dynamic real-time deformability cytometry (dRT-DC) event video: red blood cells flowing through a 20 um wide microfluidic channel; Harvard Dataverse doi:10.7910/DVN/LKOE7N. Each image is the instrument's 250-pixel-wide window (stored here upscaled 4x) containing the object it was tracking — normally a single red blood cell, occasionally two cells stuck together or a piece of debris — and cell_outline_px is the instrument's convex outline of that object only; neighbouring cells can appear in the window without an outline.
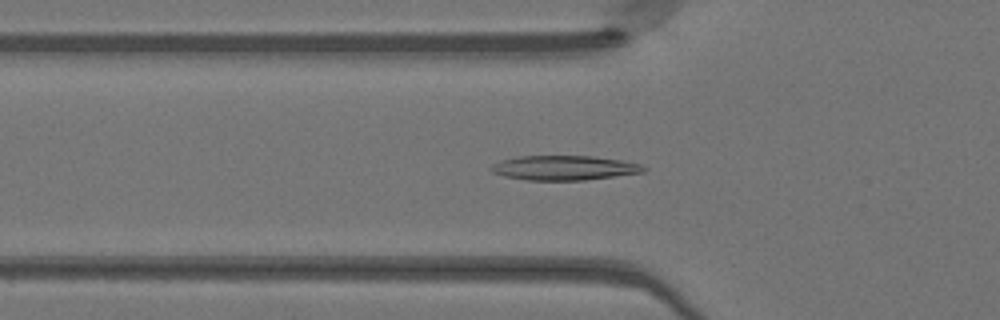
{"species": "Egyptian fruit bat (a non-hibernating species)", "species_latin": "Rousettus aegyptiacus", "temperature_condition": "warm", "stored_images_in_passage": 50, "camera_frame_rate_fps": 3000, "um_per_image_px": 0.085, "animal": {"sex": "female"}, "frame": {"image": 1, "passage_image": 17, "time_ms": 5.333, "image_size_px": [1000, 320], "cell_outline_px": [[648, 168], [644, 172], [584, 180], [528, 180], [504, 176], [492, 172], [488, 168], [492, 164], [500, 160], [520, 156], [592, 156], [620, 160], [640, 164]], "centroid_in_image_um": [47.92, 14.26], "position_along_channel_um": 77.9, "area_um2": 21.79}}
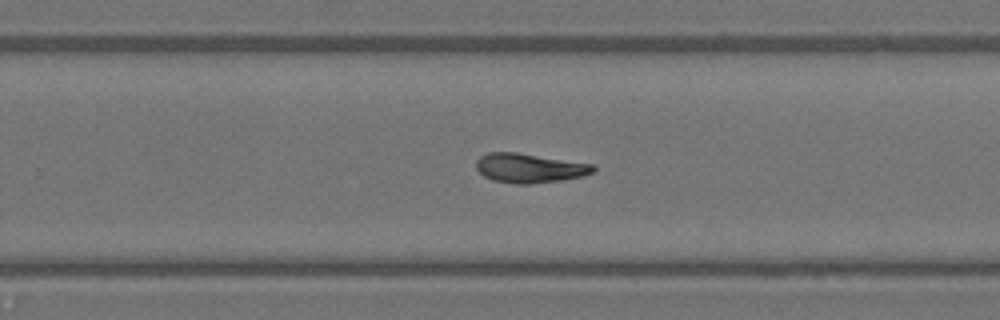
{"frame": {"image": 2, "passage_image": 32, "time_ms": 10.333, "image_size_px": [1000, 320], "cell_outline_px": [[596, 168], [592, 172], [584, 176], [560, 180], [528, 184], [516, 184], [492, 180], [484, 176], [476, 168], [476, 160], [480, 156], [488, 152], [516, 152], [596, 164]], "centroid_in_image_um": [45.01, 14.28], "position_along_channel_um": 284.8, "area_um2": 20.11}}
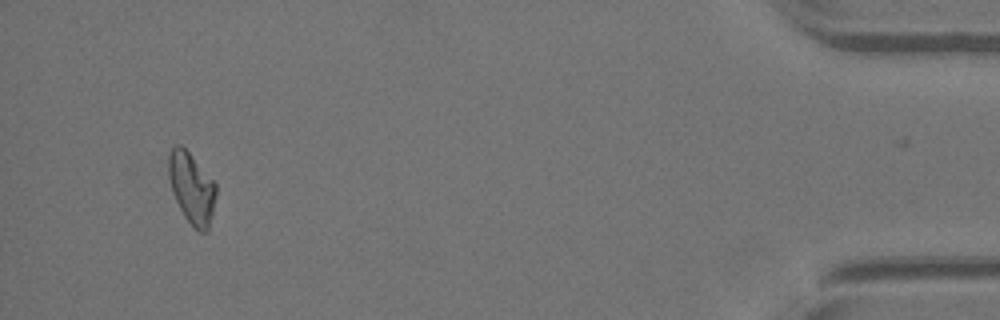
{"frame": {"image": 3, "passage_image": 47, "time_ms": 15.333, "image_size_px": [1000, 320], "cell_outline_px": [[216, 196], [208, 232], [200, 232], [192, 228], [184, 216], [172, 192], [168, 176], [168, 156], [172, 148], [176, 144], [180, 144], [192, 156], [216, 184]], "centroid_in_image_um": [16.28, 16.01], "position_along_channel_um": 418.9, "area_um2": 19.65}, "authors_computed_cell_mechanics": {"area_um2": 20.0566, "velocity_mm_per_s": 4.1247, "shape_relaxation_time_tau1_ms": null, "shape_relaxation_time_tau2_ms": 3.8707, "deformation_change_tau1": null, "deformation_change_tau2": 0.1088}}